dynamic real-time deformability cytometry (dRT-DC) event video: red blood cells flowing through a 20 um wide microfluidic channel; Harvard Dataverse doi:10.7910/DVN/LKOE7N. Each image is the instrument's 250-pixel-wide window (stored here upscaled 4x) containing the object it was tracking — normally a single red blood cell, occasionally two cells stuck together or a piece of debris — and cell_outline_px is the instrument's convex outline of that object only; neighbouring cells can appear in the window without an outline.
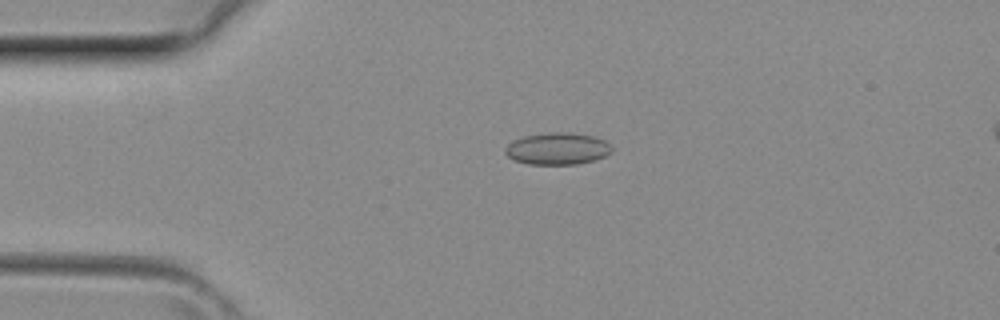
{"species": "common noctule bat (a hibernating species)", "species_latin": "Nyctalus noctula", "temperature_condition": "room temperature", "stored_images_in_passage": 3, "camera_frame_rate_fps": 3000, "um_per_image_px": 0.085, "animal": {"sex": "female", "body_mass_g": 29.2, "forearm_length_mm": 56.3}, "frame": {"image": 1, "passage_image": 2, "time_ms": 0.333, "image_size_px": [1000, 320], "cell_outline_px": [[612, 152], [596, 160], [576, 164], [528, 164], [516, 160], [508, 156], [504, 152], [504, 148], [512, 140], [524, 136], [552, 132], [572, 132], [596, 136], [604, 140], [612, 148]], "centroid_in_image_um": [47.39, 12.63], "position_along_channel_um": 37.6, "area_um2": 19.94}}